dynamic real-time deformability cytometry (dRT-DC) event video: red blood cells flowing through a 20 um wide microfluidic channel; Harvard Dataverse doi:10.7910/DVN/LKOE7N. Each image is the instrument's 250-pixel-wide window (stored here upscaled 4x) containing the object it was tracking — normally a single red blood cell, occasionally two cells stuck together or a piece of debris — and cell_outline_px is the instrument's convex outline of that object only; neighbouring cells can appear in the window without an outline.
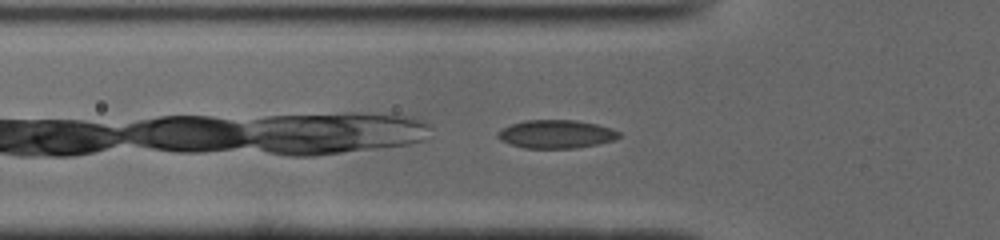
{"species": "common noctule bat (a hibernating species)", "species_latin": "Nyctalus noctula", "temperature_condition": "cold", "stored_images_in_passage": 23, "camera_frame_rate_fps": 3000, "um_per_image_px": 0.085, "animal": {"sex": "male", "body_mass_g": 19.0, "forearm_length_mm": 50.8}, "frame": {"image": 1, "passage_image": 3, "time_ms": 0.667, "image_size_px": [1000, 240], "cell_outline_px": [[620, 136], [616, 140], [576, 148], [524, 148], [500, 140], [496, 136], [496, 132], [512, 124], [524, 120], [576, 120], [596, 124], [620, 132]], "centroid_in_image_um": [47.26, 11.4], "position_along_channel_um": 78.5, "area_um2": 19.88}}
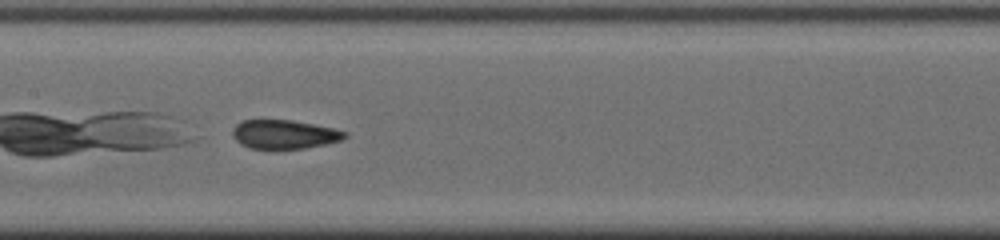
{"frame": {"image": 2, "passage_image": 11, "time_ms": 3.333, "image_size_px": [1000, 240], "cell_outline_px": [[348, 136], [340, 140], [324, 144], [304, 148], [248, 148], [240, 144], [232, 136], [232, 132], [236, 124], [244, 120], [292, 120], [332, 128], [344, 132]], "centroid_in_image_um": [24.11, 11.41], "position_along_channel_um": 183.3, "area_um2": 18.55}}
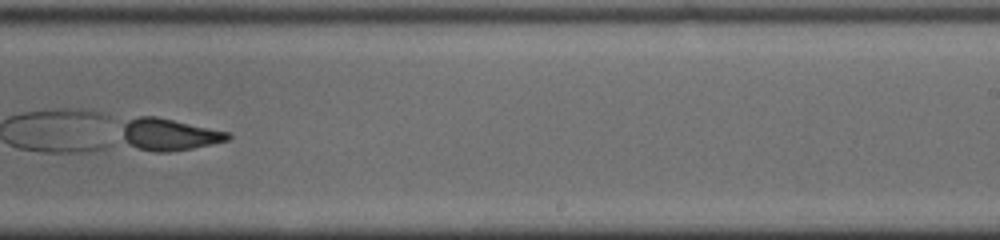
{"frame": {"image": 3, "passage_image": 18, "time_ms": 5.667, "image_size_px": [1000, 240], "cell_outline_px": [[232, 136], [228, 140], [212, 144], [172, 152], [156, 152], [140, 148], [124, 140], [124, 124], [128, 120], [140, 116], [156, 116], [228, 132]], "centroid_in_image_um": [14.42, 11.43], "position_along_channel_um": 274.6, "area_um2": 19.19}}